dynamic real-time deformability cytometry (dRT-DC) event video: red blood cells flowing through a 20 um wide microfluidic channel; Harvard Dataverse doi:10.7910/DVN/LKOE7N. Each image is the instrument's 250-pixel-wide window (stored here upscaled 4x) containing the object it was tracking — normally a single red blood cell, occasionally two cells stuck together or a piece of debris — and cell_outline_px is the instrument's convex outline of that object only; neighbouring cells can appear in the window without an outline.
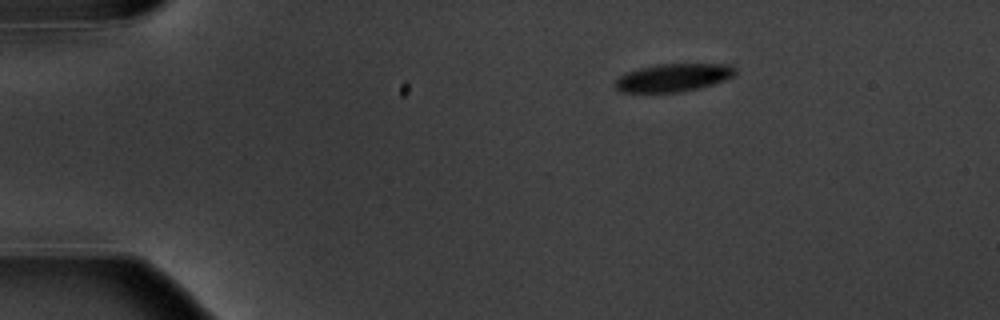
{"species": "common noctule bat (a hibernating species)", "species_latin": "Nyctalus noctula", "temperature_condition": "warm", "stored_images_in_passage": 4, "camera_frame_rate_fps": 3000, "um_per_image_px": 0.085, "animal": {"sex": "male", "body_mass_g": 20.1, "forearm_length_mm": 53.5}, "frame": {"image": 1, "passage_image": 1, "time_ms": 0.0, "image_size_px": [1000, 320], "cell_outline_px": [[736, 72], [732, 76], [724, 80], [700, 88], [680, 92], [620, 92], [612, 84], [624, 72], [640, 68], [660, 64], [732, 64], [736, 68]], "centroid_in_image_um": [57.21, 6.6], "position_along_channel_um": 27.8, "area_um2": 19.59}}